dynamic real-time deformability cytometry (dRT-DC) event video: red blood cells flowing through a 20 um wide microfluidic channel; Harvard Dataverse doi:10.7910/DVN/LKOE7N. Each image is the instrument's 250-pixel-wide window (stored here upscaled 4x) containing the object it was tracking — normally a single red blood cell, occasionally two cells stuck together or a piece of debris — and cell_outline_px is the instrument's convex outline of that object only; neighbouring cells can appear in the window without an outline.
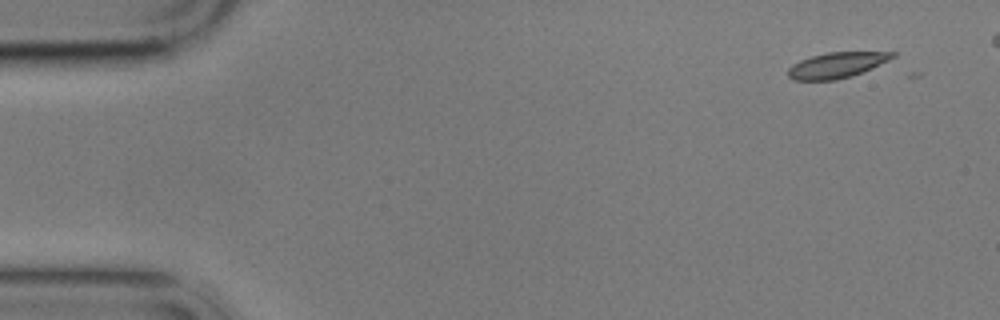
{"species": "common noctule bat (a hibernating species)", "species_latin": "Nyctalus noctula", "temperature_condition": "cold", "stored_images_in_passage": 2, "camera_frame_rate_fps": 3000, "um_per_image_px": 0.085, "animal": {"sex": "male", "body_mass_g": 17.9}, "frame": {"image": 1, "passage_image": 1, "time_ms": 0.0, "image_size_px": [1000, 320], "cell_outline_px": [[896, 56], [872, 68], [852, 76], [836, 80], [792, 80], [788, 76], [788, 68], [792, 64], [800, 60], [812, 56], [828, 52], [896, 52]], "centroid_in_image_um": [71.1, 5.54], "position_along_channel_um": 13.9, "area_um2": 15.55}}